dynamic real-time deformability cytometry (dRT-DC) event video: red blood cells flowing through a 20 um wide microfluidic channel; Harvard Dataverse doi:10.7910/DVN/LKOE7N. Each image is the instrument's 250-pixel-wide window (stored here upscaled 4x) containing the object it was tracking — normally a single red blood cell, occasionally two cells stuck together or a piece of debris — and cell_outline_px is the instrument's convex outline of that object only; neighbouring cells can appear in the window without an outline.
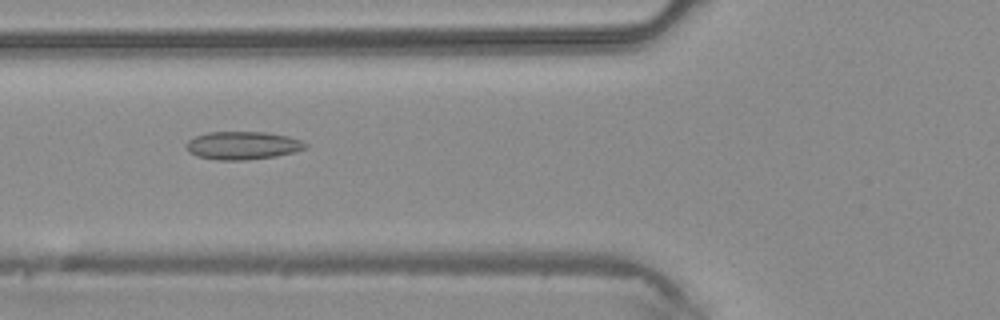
{"species": "common noctule bat (a hibernating species)", "species_latin": "Nyctalus noctula", "temperature_condition": "warm", "stored_images_in_passage": 5, "camera_frame_rate_fps": 3000, "um_per_image_px": 0.085, "animal": {"sex": "male", "body_mass_g": 20.4}, "frame": {"image": 1, "passage_image": 5, "time_ms": 1.333, "image_size_px": [1000, 320], "cell_outline_px": [[308, 148], [296, 152], [276, 156], [248, 160], [220, 160], [196, 156], [188, 152], [188, 140], [196, 136], [208, 132], [264, 132], [288, 136], [300, 140], [308, 144]], "centroid_in_image_um": [20.67, 12.37], "position_along_channel_um": 105.1, "area_um2": 19.48}}